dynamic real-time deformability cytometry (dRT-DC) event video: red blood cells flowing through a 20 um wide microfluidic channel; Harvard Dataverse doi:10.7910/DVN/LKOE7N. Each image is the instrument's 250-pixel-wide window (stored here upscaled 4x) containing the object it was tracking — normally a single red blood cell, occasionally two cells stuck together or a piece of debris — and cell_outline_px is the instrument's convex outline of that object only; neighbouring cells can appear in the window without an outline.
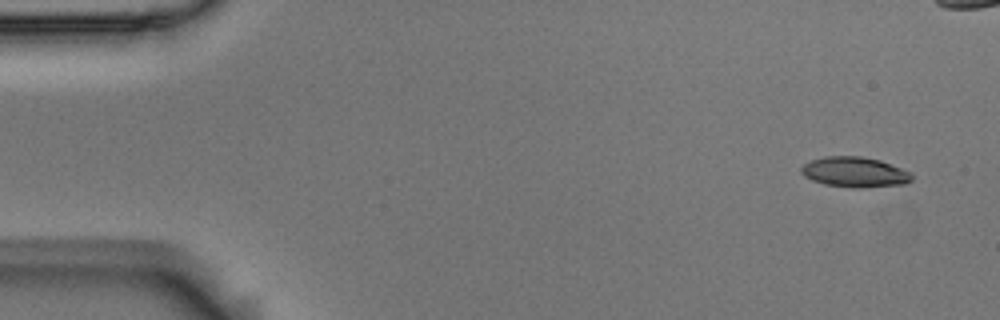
{"species": "Egyptian fruit bat (a non-hibernating species)", "species_latin": "Rousettus aegyptiacus", "temperature_condition": "room temperature", "stored_images_in_passage": 5, "camera_frame_rate_fps": 3000, "um_per_image_px": 0.085, "animal": {"sex": "male"}, "frame": {"image": 1, "passage_image": 1, "time_ms": 0.0, "image_size_px": [1000, 320], "cell_outline_px": [[912, 180], [904, 184], [860, 188], [824, 184], [812, 180], [804, 176], [800, 172], [800, 168], [804, 164], [812, 160], [824, 156], [860, 156], [880, 160], [912, 172]], "centroid_in_image_um": [72.65, 14.62], "position_along_channel_um": 12.3, "area_um2": 19.48}}
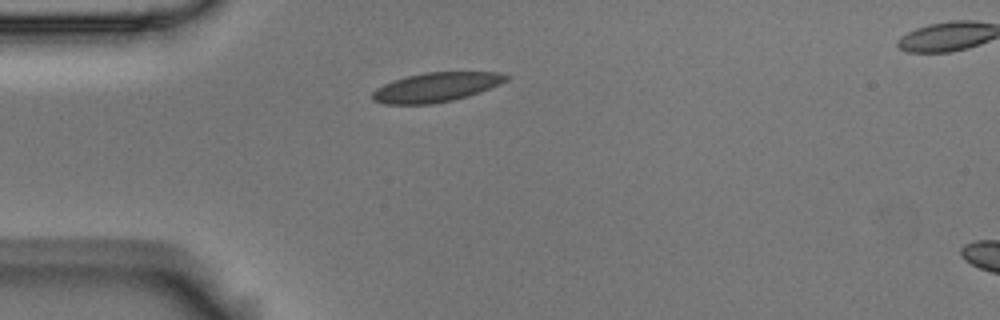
{"frame": {"image": 2, "passage_image": 5, "time_ms": 1.333, "image_size_px": [1000, 320], "cell_outline_px": [[512, 76], [508, 80], [500, 84], [452, 100], [432, 104], [384, 104], [372, 100], [372, 92], [376, 88], [392, 80], [424, 72], [500, 72]], "centroid_in_image_um": [37.04, 7.4], "position_along_channel_um": 48.0, "area_um2": 22.72}}